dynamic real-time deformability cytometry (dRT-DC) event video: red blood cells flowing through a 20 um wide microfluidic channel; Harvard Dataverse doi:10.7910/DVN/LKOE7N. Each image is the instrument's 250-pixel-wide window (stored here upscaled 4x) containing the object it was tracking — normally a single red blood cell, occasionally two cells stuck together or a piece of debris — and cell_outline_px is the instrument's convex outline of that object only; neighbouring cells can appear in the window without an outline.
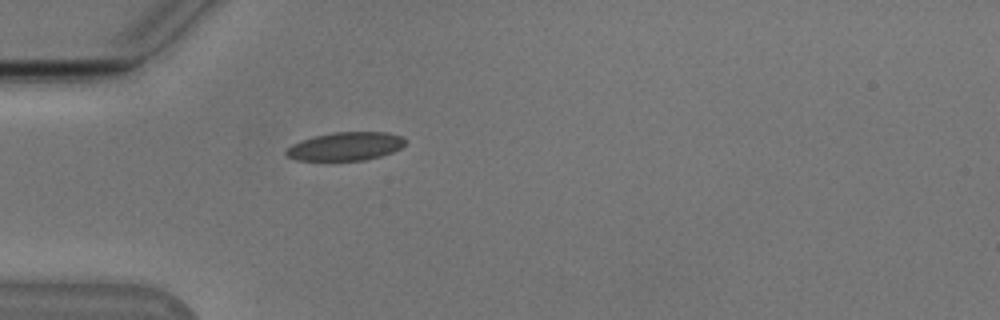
{"species": "Egyptian fruit bat (a non-hibernating species)", "species_latin": "Rousettus aegyptiacus", "temperature_condition": "cold", "stored_images_in_passage": 38, "camera_frame_rate_fps": 3000, "um_per_image_px": 0.085, "animal": {"sex": "male"}, "frame": {"image": 1, "passage_image": 1, "time_ms": 0.0, "image_size_px": [1000, 320], "cell_outline_px": [[408, 140], [400, 148], [392, 152], [380, 156], [364, 160], [296, 160], [288, 156], [284, 152], [292, 144], [300, 140], [332, 132], [388, 132], [404, 136]], "centroid_in_image_um": [29.41, 12.42], "position_along_channel_um": 55.6, "area_um2": 19.71}}
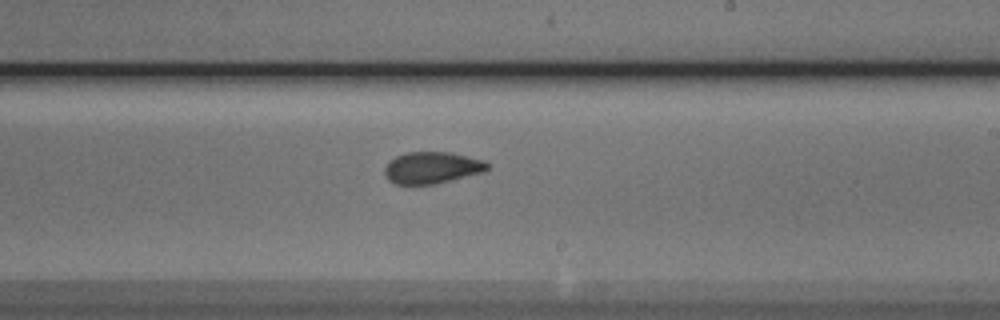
{"frame": {"image": 2, "passage_image": 17, "time_ms": 5.333, "image_size_px": [1000, 320], "cell_outline_px": [[492, 164], [484, 172], [436, 184], [396, 184], [388, 180], [384, 172], [384, 168], [388, 160], [396, 156], [408, 152], [452, 152], [484, 160]], "centroid_in_image_um": [36.73, 14.25], "position_along_channel_um": 252.3, "area_um2": 19.25}}
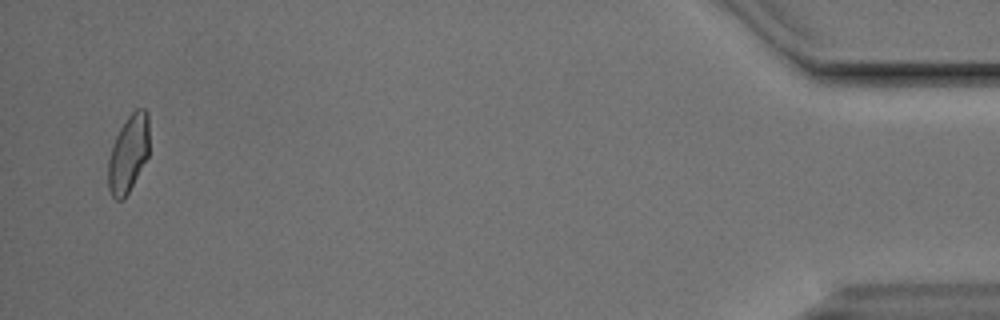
{"frame": {"image": 3, "passage_image": 37, "time_ms": 12.0, "image_size_px": [1000, 320], "cell_outline_px": [[148, 156], [128, 192], [120, 200], [116, 200], [112, 196], [108, 188], [108, 160], [116, 136], [120, 128], [128, 116], [136, 108], [144, 108], [148, 112]], "centroid_in_image_um": [10.91, 13.03], "position_along_channel_um": 424.3, "area_um2": 18.21}, "authors_computed_cell_mechanics": {"area_um2": 19.074, "velocity_mm_per_s": 3.8303, "shape_relaxation_time_tau1_ms": 6.2447, "shape_relaxation_time_tau2_ms": 1.2918, "deformation_change_tau1": 0.1513, "deformation_change_tau2": 0.066}}